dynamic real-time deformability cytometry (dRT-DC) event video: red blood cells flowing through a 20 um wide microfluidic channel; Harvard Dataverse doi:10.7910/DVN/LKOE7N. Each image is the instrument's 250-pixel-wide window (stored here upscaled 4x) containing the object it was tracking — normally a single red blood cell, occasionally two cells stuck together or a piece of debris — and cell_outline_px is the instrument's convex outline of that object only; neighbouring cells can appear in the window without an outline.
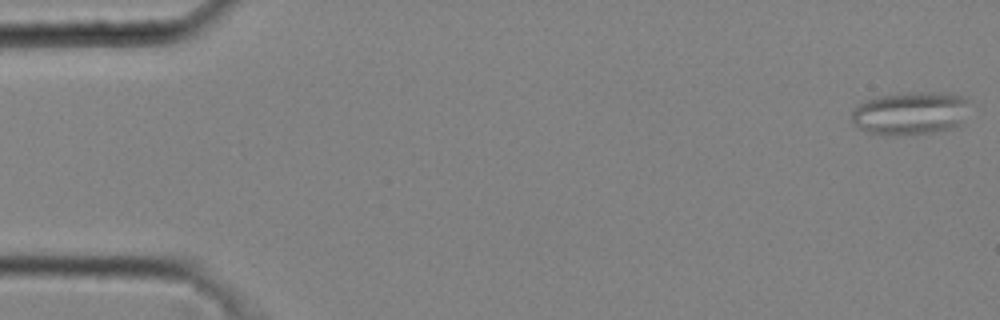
{"species": "common noctule bat (a hibernating species)", "species_latin": "Nyctalus noctula", "temperature_condition": "cold", "stored_images_in_passage": 42, "camera_frame_rate_fps": 3000, "um_per_image_px": 0.085, "animal": {"sex": "male", "body_mass_g": 20.4}, "frame": {"image": 1, "passage_image": 1, "time_ms": 0.0, "image_size_px": [1000, 320], "cell_outline_px": [[968, 100], [960, 124], [952, 128], [932, 132], [896, 136], [884, 136], [868, 132], [860, 128], [852, 120], [852, 108], [864, 100], [876, 96], [908, 92], [948, 92], [964, 96]], "centroid_in_image_um": [77.33, 9.61], "position_along_channel_um": 7.7, "area_um2": 29.82}}
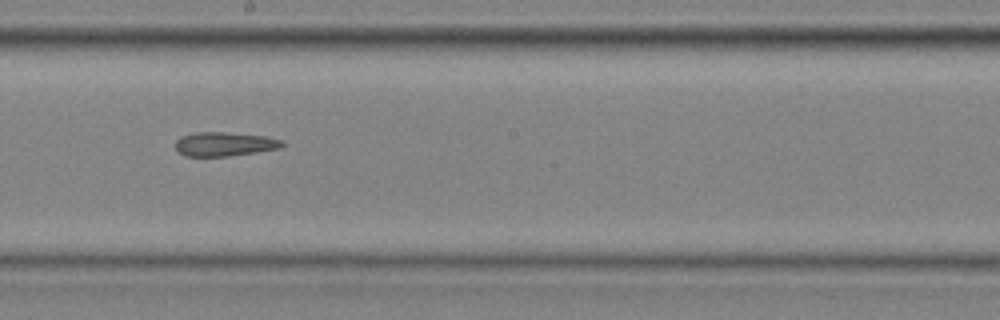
{"frame": {"image": 2, "passage_image": 27, "time_ms": 8.667, "image_size_px": [1000, 320], "cell_outline_px": [[284, 144], [280, 148], [256, 152], [228, 156], [184, 156], [176, 148], [176, 140], [180, 136], [196, 132], [224, 132], [264, 136], [284, 140]], "centroid_in_image_um": [19.08, 12.24], "position_along_channel_um": 229.1, "area_um2": 14.91}}
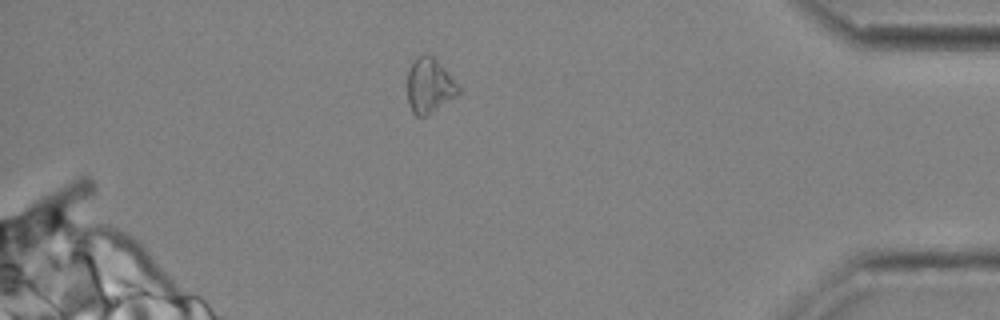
{"frame": {"image": 3, "passage_image": 42, "time_ms": 13.667, "image_size_px": [1000, 320], "cell_outline_px": [[460, 92], [456, 96], [424, 116], [416, 116], [412, 112], [408, 100], [408, 72], [412, 64], [424, 52], [428, 52], [448, 72], [460, 88]], "centroid_in_image_um": [36.5, 7.27], "position_along_channel_um": 398.7, "area_um2": 15.9}, "authors_computed_cell_mechanics": {"area_um2": 16.1262, "velocity_mm_per_s": 4.0842, "shape_relaxation_time_tau1_ms": null, "shape_relaxation_time_tau2_ms": 3.396, "deformation_change_tau1": null, "deformation_change_tau2": 0.1196}}